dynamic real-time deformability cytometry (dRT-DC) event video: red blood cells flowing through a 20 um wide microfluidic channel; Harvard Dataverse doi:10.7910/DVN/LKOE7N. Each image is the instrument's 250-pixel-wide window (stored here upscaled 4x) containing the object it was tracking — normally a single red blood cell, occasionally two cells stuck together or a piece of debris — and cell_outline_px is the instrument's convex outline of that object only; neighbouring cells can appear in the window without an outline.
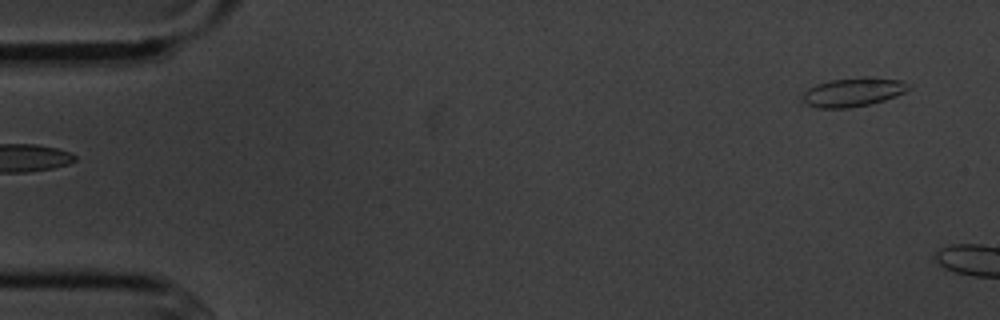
{"species": "common noctule bat (a hibernating species)", "species_latin": "Nyctalus noctula", "temperature_condition": "cold", "stored_images_in_passage": 3, "camera_frame_rate_fps": 3000, "um_per_image_px": 0.085, "animal": {"sex": "male", "body_mass_g": 20.1, "forearm_length_mm": 53.5}, "frame": {"image": 1, "passage_image": 1, "time_ms": 0.0, "image_size_px": [1000, 320], "cell_outline_px": [[912, 88], [896, 96], [884, 100], [868, 104], [848, 108], [816, 108], [804, 104], [800, 100], [800, 96], [808, 88], [816, 84], [832, 80], [864, 76], [868, 76], [900, 80], [908, 84]], "centroid_in_image_um": [72.46, 7.83], "position_along_channel_um": 12.5, "area_um2": 18.09}}